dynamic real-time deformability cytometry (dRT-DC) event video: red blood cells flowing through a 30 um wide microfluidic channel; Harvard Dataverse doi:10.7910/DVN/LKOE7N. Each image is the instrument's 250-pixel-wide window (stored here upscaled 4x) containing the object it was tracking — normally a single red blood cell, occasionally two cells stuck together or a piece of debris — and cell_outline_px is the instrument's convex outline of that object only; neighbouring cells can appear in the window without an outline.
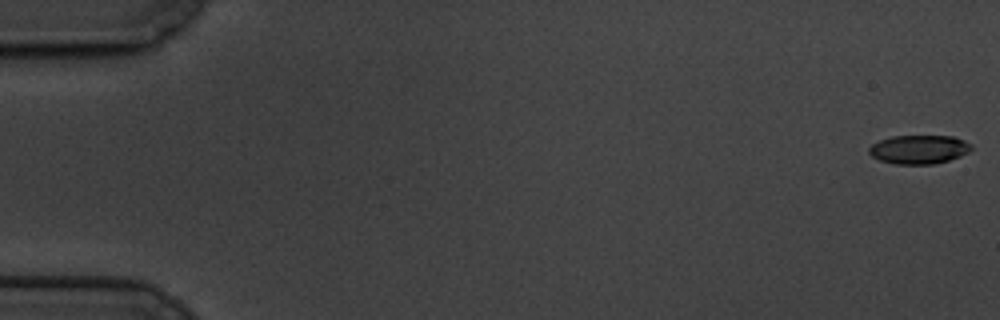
{"species": "common noctule bat (a hibernating species)", "species_latin": "Nyctalus noctula", "temperature_condition": "cold", "stored_images_in_passage": 61, "camera_frame_rate_fps": 3000, "um_per_image_px": 0.085, "animal": {"sex": "male", "body_mass_g": 19.5, "forearm_length_mm": 54.6}, "frame": {"image": 1, "passage_image": 1, "time_ms": 0.0, "image_size_px": [1000, 320], "cell_outline_px": [[972, 148], [968, 152], [960, 156], [948, 160], [932, 164], [896, 164], [880, 160], [872, 156], [868, 152], [868, 148], [872, 144], [880, 140], [892, 136], [952, 136], [964, 140], [972, 144]], "centroid_in_image_um": [78.11, 12.69], "position_along_channel_um": 6.9, "area_um2": 17.11}}
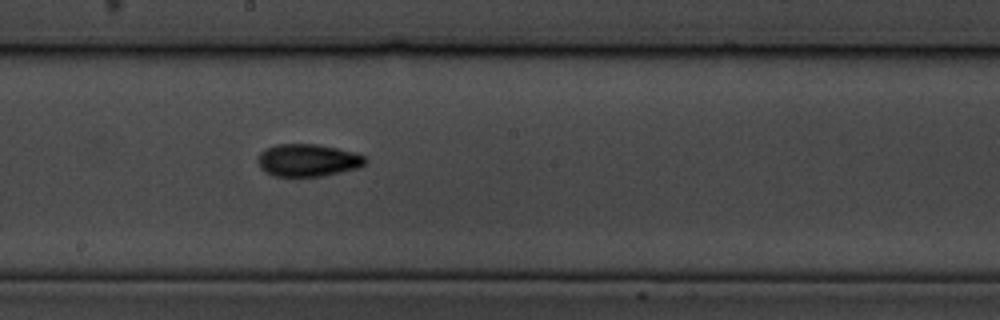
{"frame": {"image": 2, "passage_image": 34, "time_ms": 11.0, "image_size_px": [1000, 320], "cell_outline_px": [[368, 160], [360, 168], [324, 176], [276, 176], [264, 172], [260, 168], [260, 152], [264, 148], [276, 144], [316, 144], [336, 148], [352, 152], [364, 156]], "centroid_in_image_um": [26.18, 13.62], "position_along_channel_um": 222.0, "area_um2": 20.29}}
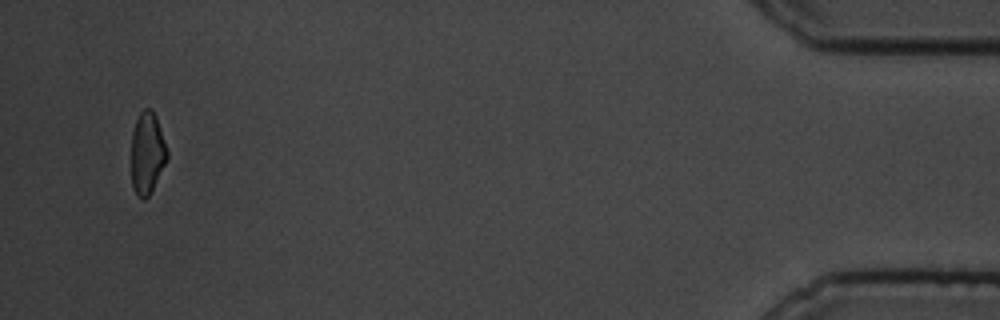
{"frame": {"image": 3, "passage_image": 59, "time_ms": 19.333, "image_size_px": [1000, 320], "cell_outline_px": [[168, 160], [148, 196], [144, 200], [132, 188], [132, 132], [136, 120], [140, 112], [144, 108], [152, 108], [156, 116], [168, 152]], "centroid_in_image_um": [12.52, 12.98], "position_along_channel_um": 422.7, "area_um2": 16.99}, "authors_computed_cell_mechanics": {"area_um2": 18.785, "velocity_mm_per_s": 3.3317, "shape_relaxation_time_tau1_ms": 5.1903, "shape_relaxation_time_tau2_ms": 3.4153, "deformation_change_tau1": 0.1355, "deformation_change_tau2": 0.0939}}